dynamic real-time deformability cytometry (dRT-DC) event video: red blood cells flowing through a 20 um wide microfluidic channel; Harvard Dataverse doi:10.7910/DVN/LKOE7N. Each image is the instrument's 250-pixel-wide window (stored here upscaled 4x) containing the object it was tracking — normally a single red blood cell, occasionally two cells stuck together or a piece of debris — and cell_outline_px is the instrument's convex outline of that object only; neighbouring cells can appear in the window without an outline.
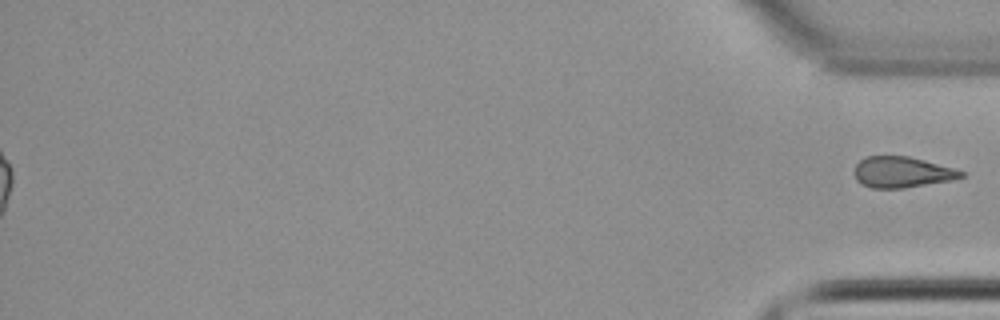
{"species": "common noctule bat (a hibernating species)", "species_latin": "Nyctalus noctula", "temperature_condition": "cold", "stored_images_in_passage": 48, "segment_of_instrument_passage": [2, 2], "camera_frame_rate_fps": 3000, "um_per_image_px": 0.085, "animal": {"sex": "female", "body_mass_g": 22.7, "forearm_length_mm": 54.2}, "frame": {"image": 1, "passage_image": 48, "time_ms": 15.667, "image_size_px": [1000, 320], "cell_outline_px": [[968, 176], [952, 180], [904, 188], [872, 188], [860, 184], [856, 180], [852, 172], [856, 164], [864, 156], [908, 156], [956, 168], [968, 172]], "centroid_in_image_um": [76.69, 14.63], "position_along_channel_um": 358.5, "area_um2": 19.71}}